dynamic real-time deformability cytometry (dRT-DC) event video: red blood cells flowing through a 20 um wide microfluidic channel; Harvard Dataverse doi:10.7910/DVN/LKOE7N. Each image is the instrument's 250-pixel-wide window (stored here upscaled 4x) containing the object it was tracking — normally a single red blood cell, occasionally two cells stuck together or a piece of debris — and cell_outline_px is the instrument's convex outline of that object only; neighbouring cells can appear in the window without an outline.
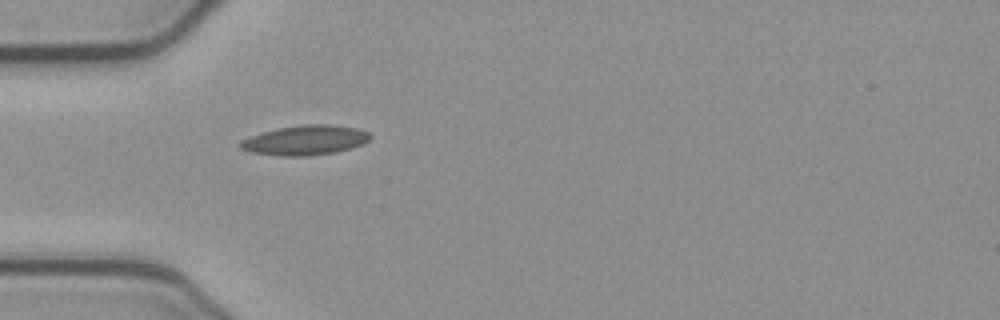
{"species": "common noctule bat (a hibernating species)", "species_latin": "Nyctalus noctula", "temperature_condition": "cold", "stored_images_in_passage": 38, "camera_frame_rate_fps": 3000, "um_per_image_px": 0.085, "animal": {"sex": "female", "body_mass_g": 21.9}, "frame": {"image": 1, "passage_image": 1, "time_ms": 0.0, "image_size_px": [1000, 320], "cell_outline_px": [[372, 136], [364, 144], [352, 148], [336, 152], [308, 156], [280, 156], [252, 152], [240, 148], [236, 144], [240, 140], [264, 132], [280, 128], [300, 124], [328, 124], [356, 128], [368, 132]], "centroid_in_image_um": [25.95, 11.92], "position_along_channel_um": 59.1, "area_um2": 22.54}}
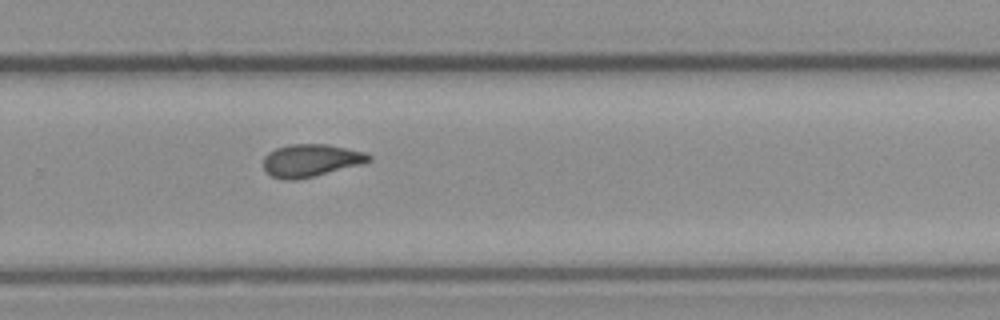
{"frame": {"image": 2, "passage_image": 20, "time_ms": 6.333, "image_size_px": [1000, 320], "cell_outline_px": [[372, 160], [364, 164], [296, 180], [284, 180], [272, 176], [264, 168], [264, 156], [268, 152], [276, 148], [288, 144], [328, 144], [364, 152], [372, 156]], "centroid_in_image_um": [26.44, 13.63], "position_along_channel_um": 303.4, "area_um2": 20.06}}
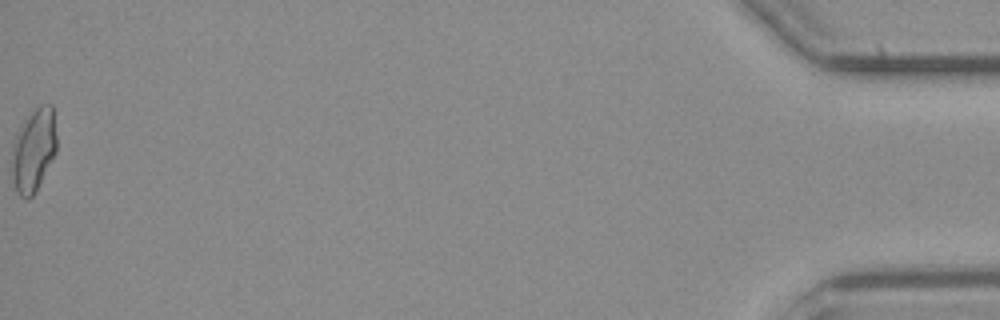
{"frame": {"image": 3, "passage_image": 38, "time_ms": 12.333, "image_size_px": [1000, 320], "cell_outline_px": [[56, 152], [36, 192], [28, 200], [24, 200], [16, 192], [12, 180], [12, 144], [20, 124], [32, 108], [40, 104], [52, 104], [56, 136]], "centroid_in_image_um": [2.84, 12.75], "position_along_channel_um": 432.4, "area_um2": 22.25}, "authors_computed_cell_mechanics": {"area_um2": 19.6809, "velocity_mm_per_s": 3.9042, "shape_relaxation_time_tau1_ms": null, "shape_relaxation_time_tau2_ms": 2.5202, "deformation_change_tau1": null, "deformation_change_tau2": 0.0765}}